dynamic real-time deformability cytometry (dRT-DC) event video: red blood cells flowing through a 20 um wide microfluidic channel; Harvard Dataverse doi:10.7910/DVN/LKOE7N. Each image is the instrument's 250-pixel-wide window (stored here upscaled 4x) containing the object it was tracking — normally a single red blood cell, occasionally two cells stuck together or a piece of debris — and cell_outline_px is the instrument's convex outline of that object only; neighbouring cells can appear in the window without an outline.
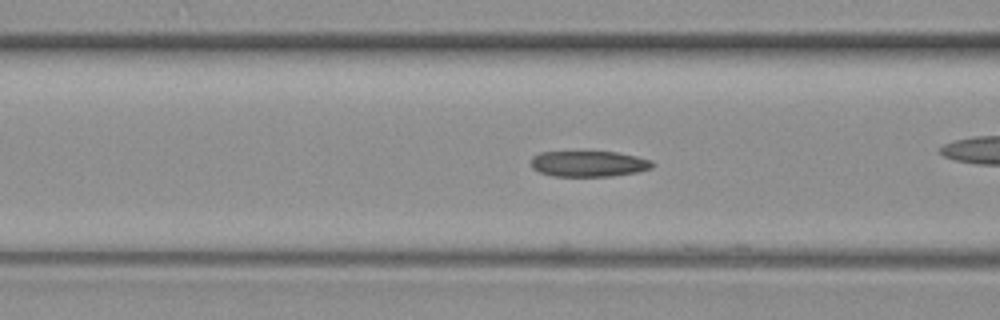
{"species": "common noctule bat (a hibernating species)", "species_latin": "Nyctalus noctula", "temperature_condition": "warm", "stored_images_in_passage": 45, "camera_frame_rate_fps": 3000, "um_per_image_px": 0.085, "animal": {"sex": "female", "body_mass_g": 19.3, "forearm_length_mm": 54.1}, "frame": {"image": 1, "passage_image": 7, "time_ms": 2.0, "image_size_px": [1000, 320], "cell_outline_px": [[656, 164], [652, 168], [636, 172], [612, 176], [552, 176], [540, 172], [532, 168], [532, 156], [540, 152], [616, 152], [636, 156], [652, 160]], "centroid_in_image_um": [50.06, 13.92], "position_along_channel_um": 116.5, "area_um2": 18.26}}
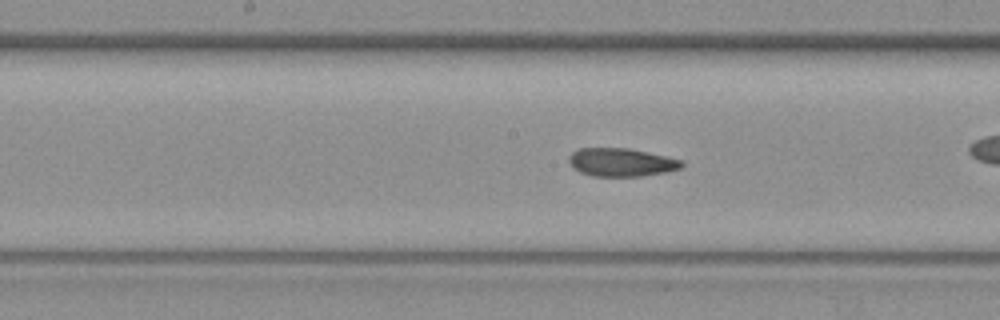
{"frame": {"image": 2, "passage_image": 14, "time_ms": 4.333, "image_size_px": [1000, 320], "cell_outline_px": [[684, 164], [680, 168], [664, 172], [644, 176], [592, 176], [580, 172], [572, 168], [568, 160], [568, 156], [572, 152], [580, 148], [628, 148], [684, 160]], "centroid_in_image_um": [52.78, 13.79], "position_along_channel_um": 195.4, "area_um2": 18.61}}